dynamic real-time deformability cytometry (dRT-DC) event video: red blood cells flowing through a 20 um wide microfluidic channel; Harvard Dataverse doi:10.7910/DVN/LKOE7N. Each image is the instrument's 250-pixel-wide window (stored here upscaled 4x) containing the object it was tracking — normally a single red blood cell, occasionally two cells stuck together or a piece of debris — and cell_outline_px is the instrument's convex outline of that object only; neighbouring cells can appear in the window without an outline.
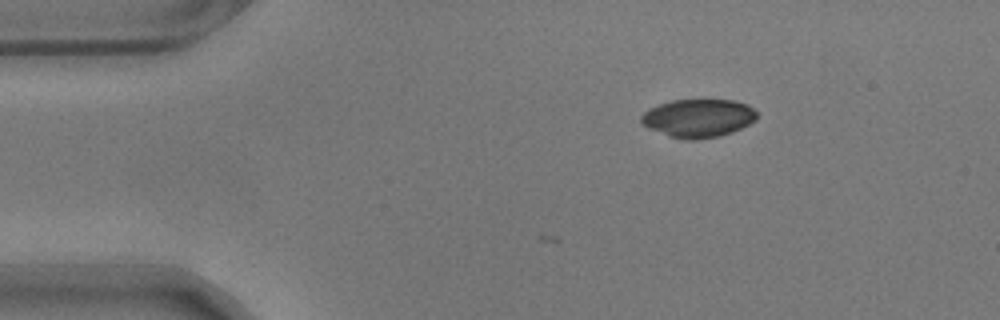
{"species": "common noctule bat (a hibernating species)", "species_latin": "Nyctalus noctula", "temperature_condition": "warm", "stored_images_in_passage": 3, "camera_frame_rate_fps": 3000, "um_per_image_px": 0.085, "animal": {"sex": "male", "body_mass_g": 17.9}, "frame": {"image": 1, "passage_image": 3, "time_ms": 0.667, "image_size_px": [1000, 320], "cell_outline_px": [[756, 120], [732, 132], [720, 136], [696, 140], [688, 140], [668, 136], [648, 128], [640, 124], [640, 116], [648, 108], [672, 100], [732, 100], [748, 104], [756, 112]], "centroid_in_image_um": [59.31, 10.05], "position_along_channel_um": 25.7, "area_um2": 25.89}}